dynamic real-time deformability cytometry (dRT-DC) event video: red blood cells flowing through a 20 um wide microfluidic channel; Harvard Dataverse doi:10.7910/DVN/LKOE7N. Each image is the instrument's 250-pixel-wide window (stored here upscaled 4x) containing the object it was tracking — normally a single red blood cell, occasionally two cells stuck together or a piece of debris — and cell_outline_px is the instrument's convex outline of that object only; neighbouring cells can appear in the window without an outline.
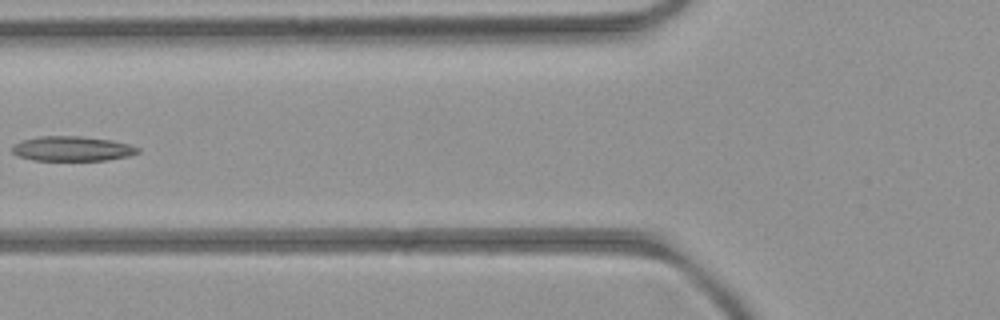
{"species": "common noctule bat (a hibernating species)", "species_latin": "Nyctalus noctula", "temperature_condition": "room temperature", "stored_images_in_passage": 6, "camera_frame_rate_fps": 3000, "um_per_image_px": 0.085, "animal": {"sex": "female", "body_mass_g": 21.9}, "frame": {"image": 1, "passage_image": 6, "time_ms": 6.333, "image_size_px": [1000, 320], "cell_outline_px": [[140, 152], [132, 156], [108, 160], [32, 160], [16, 156], [12, 152], [12, 144], [20, 140], [40, 136], [80, 136], [112, 140], [128, 144], [140, 148]], "centroid_in_image_um": [6.13, 12.64], "position_along_channel_um": 119.7, "area_um2": 18.44}}